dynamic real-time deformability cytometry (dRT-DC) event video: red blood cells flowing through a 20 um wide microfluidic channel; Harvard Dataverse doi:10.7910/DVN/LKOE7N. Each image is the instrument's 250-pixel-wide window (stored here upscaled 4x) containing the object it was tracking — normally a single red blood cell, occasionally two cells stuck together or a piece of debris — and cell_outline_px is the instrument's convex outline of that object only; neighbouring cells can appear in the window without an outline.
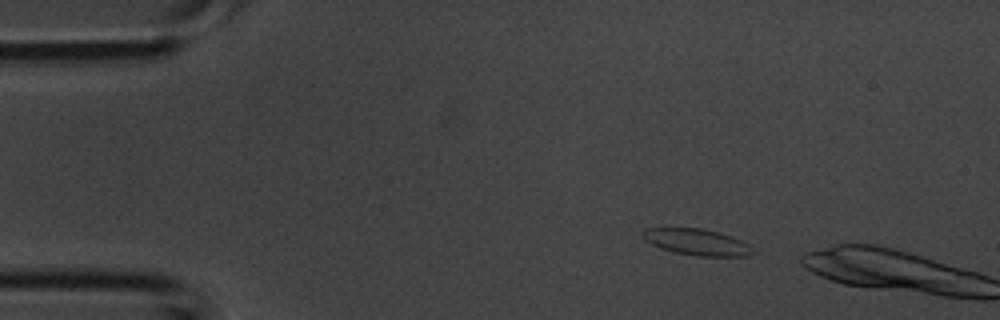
{"species": "common noctule bat (a hibernating species)", "species_latin": "Nyctalus noctula", "temperature_condition": "room temperature", "stored_images_in_passage": 2, "camera_frame_rate_fps": 3000, "um_per_image_px": 0.085, "animal": {"sex": "male", "body_mass_g": 20.1, "forearm_length_mm": 53.5}, "frame": {"image": 1, "passage_image": 1, "time_ms": 0.0, "image_size_px": [1000, 320], "cell_outline_px": [[756, 252], [748, 256], [696, 256], [676, 252], [660, 248], [644, 240], [640, 236], [640, 232], [644, 228], [700, 228], [732, 236], [748, 244]], "centroid_in_image_um": [59.2, 20.57], "position_along_channel_um": 25.8, "area_um2": 16.94}}